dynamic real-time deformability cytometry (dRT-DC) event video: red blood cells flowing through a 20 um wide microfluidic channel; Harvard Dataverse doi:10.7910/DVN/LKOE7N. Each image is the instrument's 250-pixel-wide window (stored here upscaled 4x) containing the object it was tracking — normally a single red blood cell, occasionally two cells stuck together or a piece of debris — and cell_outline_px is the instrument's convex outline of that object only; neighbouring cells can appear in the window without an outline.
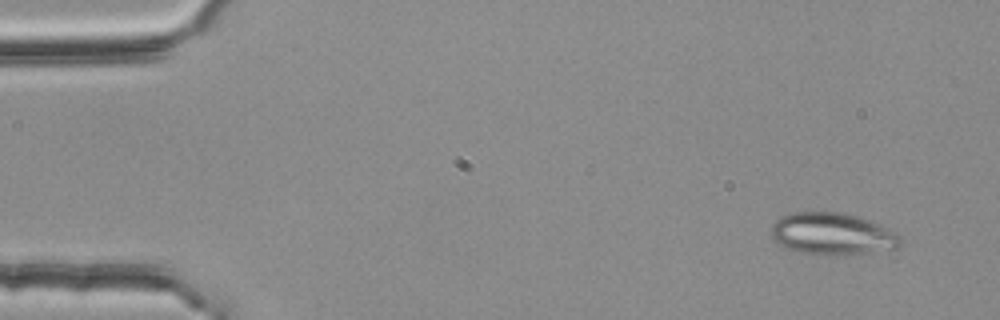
{"species": "common noctule bat (a hibernating species)", "species_latin": "Nyctalus noctula", "temperature_condition": "room temperature", "stored_images_in_passage": 4, "camera_frame_rate_fps": 3000, "um_per_image_px": 0.085, "animal": {"sex": "female", "body_mass_g": 25.1}, "frame": {"image": 1, "passage_image": 1, "time_ms": 0.0, "image_size_px": [1000, 320], "cell_outline_px": [[900, 244], [896, 248], [868, 252], [836, 256], [800, 252], [784, 248], [776, 244], [772, 240], [772, 224], [780, 216], [792, 212], [844, 212], [880, 224], [896, 232], [900, 236]], "centroid_in_image_um": [70.7, 19.88], "position_along_channel_um": 14.3, "area_um2": 31.85}}
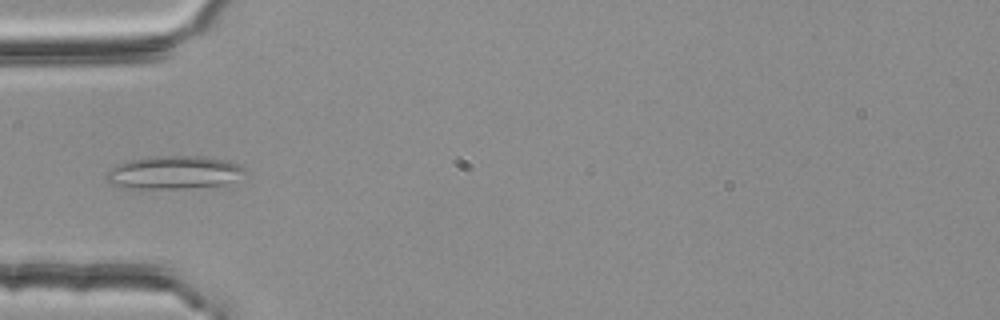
{"frame": {"image": 2, "passage_image": 4, "time_ms": 1.0, "image_size_px": [1000, 320], "cell_outline_px": [[248, 172], [224, 184], [184, 188], [124, 188], [112, 184], [104, 176], [104, 172], [108, 168], [116, 164], [128, 160], [156, 156], [204, 156], [228, 160], [244, 168]], "centroid_in_image_um": [14.72, 14.64], "position_along_channel_um": 70.3, "area_um2": 26.76}}